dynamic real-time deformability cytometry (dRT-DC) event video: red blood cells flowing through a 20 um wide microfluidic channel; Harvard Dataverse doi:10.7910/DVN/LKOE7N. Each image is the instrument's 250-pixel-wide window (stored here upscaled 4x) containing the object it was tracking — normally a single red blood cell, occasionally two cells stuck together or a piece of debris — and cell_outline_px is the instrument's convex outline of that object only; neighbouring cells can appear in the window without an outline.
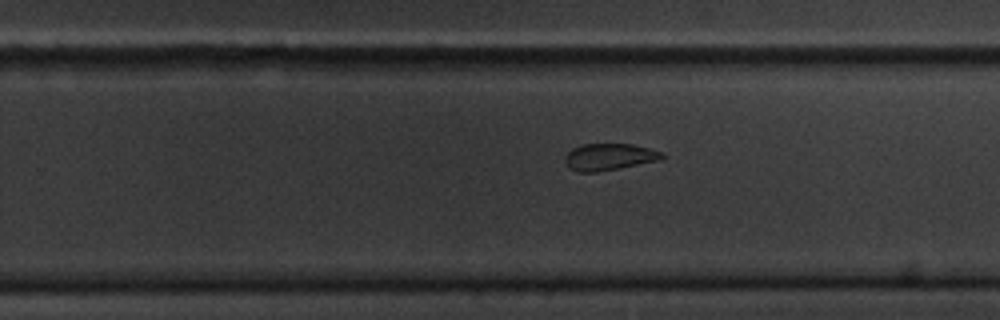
{"species": "common noctule bat (a hibernating species)", "species_latin": "Nyctalus noctula", "temperature_condition": "cold", "stored_images_in_passage": 10, "segment_of_instrument_passage": [2, 2], "camera_frame_rate_fps": 3000, "um_per_image_px": 0.085, "animal": {"sex": "male", "body_mass_g": 20.1, "forearm_length_mm": 53.5}, "frame": {"image": 1, "passage_image": 10, "time_ms": 10.667, "image_size_px": [1000, 320], "cell_outline_px": [[664, 156], [660, 160], [596, 172], [580, 172], [568, 168], [564, 160], [568, 152], [572, 148], [584, 144], [632, 144], [664, 152]], "centroid_in_image_um": [51.77, 13.33], "position_along_channel_um": 278.0, "area_um2": 15.03}}